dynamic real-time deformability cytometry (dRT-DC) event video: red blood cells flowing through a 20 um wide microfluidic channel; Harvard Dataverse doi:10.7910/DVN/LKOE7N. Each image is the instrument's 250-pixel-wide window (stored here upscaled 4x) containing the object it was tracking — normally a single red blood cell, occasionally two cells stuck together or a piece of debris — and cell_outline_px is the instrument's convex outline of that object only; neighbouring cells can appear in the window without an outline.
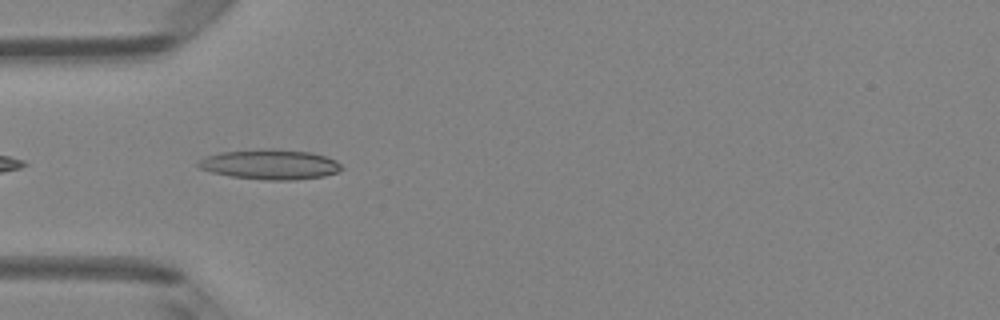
{"species": "Egyptian fruit bat (a non-hibernating species)", "species_latin": "Rousettus aegyptiacus", "temperature_condition": "room temperature", "stored_images_in_passage": 9, "camera_frame_rate_fps": 3000, "um_per_image_px": 0.085, "animal": {"sex": "female"}, "frame": {"image": 1, "passage_image": 2, "time_ms": 0.333, "image_size_px": [1000, 320], "cell_outline_px": [[344, 168], [336, 172], [324, 176], [292, 180], [264, 180], [232, 176], [212, 172], [200, 168], [196, 164], [200, 160], [208, 156], [220, 152], [264, 148], [272, 148], [312, 152], [336, 160]], "centroid_in_image_um": [22.98, 13.96], "position_along_channel_um": 62.0, "area_um2": 25.03}}